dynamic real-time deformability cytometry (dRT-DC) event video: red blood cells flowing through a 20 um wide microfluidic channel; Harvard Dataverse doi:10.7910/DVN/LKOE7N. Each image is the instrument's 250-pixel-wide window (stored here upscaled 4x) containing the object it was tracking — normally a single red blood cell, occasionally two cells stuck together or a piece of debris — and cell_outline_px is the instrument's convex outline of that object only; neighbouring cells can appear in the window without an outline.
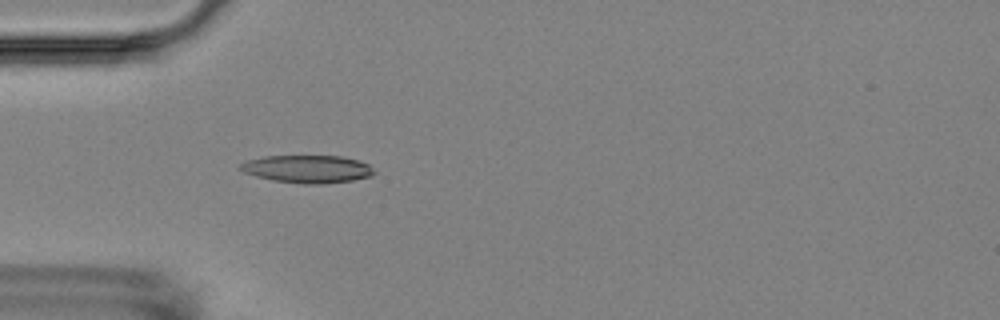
{"species": "Egyptian fruit bat (a non-hibernating species)", "species_latin": "Rousettus aegyptiacus", "temperature_condition": "room temperature", "stored_images_in_passage": 5, "camera_frame_rate_fps": 3000, "um_per_image_px": 0.085, "animal": {"sex": "female"}, "frame": {"image": 1, "passage_image": 5, "time_ms": 4.667, "image_size_px": [1000, 320], "cell_outline_px": [[376, 172], [372, 176], [352, 180], [324, 184], [304, 184], [272, 180], [256, 176], [244, 172], [236, 168], [240, 164], [248, 160], [264, 156], [340, 156], [360, 160], [368, 164]], "centroid_in_image_um": [26.14, 14.36], "position_along_channel_um": 58.9, "area_um2": 21.73}}